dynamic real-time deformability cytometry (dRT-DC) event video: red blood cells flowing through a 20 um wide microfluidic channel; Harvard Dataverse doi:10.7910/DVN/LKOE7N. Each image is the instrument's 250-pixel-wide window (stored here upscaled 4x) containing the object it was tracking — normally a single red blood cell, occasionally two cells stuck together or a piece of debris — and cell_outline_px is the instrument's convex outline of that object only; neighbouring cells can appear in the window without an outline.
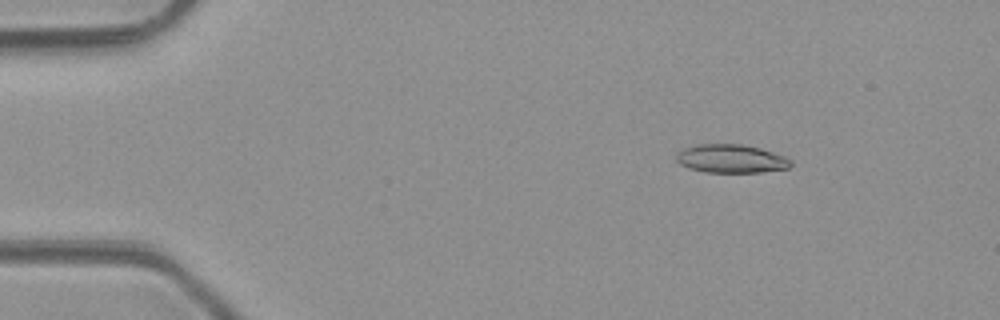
{"species": "common noctule bat (a hibernating species)", "species_latin": "Nyctalus noctula", "temperature_condition": "room temperature", "stored_images_in_passage": 4, "camera_frame_rate_fps": 3000, "um_per_image_px": 0.085, "animal": {"sex": "male", "body_mass_g": 23.1, "forearm_length_mm": 52.7}, "frame": {"image": 1, "passage_image": 1, "time_ms": 0.0, "image_size_px": [1000, 320], "cell_outline_px": [[792, 164], [788, 168], [760, 172], [704, 172], [688, 168], [680, 164], [676, 160], [676, 152], [684, 148], [696, 144], [740, 144], [760, 148], [784, 156], [792, 160]], "centroid_in_image_um": [62.11, 13.49], "position_along_channel_um": 22.9, "area_um2": 19.02}}